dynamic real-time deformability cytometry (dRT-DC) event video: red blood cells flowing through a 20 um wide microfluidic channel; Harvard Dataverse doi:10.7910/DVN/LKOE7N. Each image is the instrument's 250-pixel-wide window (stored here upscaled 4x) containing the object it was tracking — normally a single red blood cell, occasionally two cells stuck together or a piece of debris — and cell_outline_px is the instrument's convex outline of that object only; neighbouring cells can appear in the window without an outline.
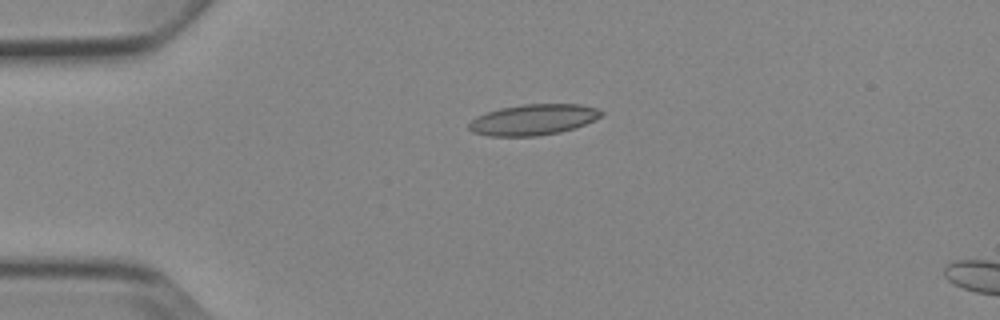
{"species": "Egyptian fruit bat (a non-hibernating species)", "species_latin": "Rousettus aegyptiacus", "temperature_condition": "cold", "stored_images_in_passage": 5, "camera_frame_rate_fps": 3000, "um_per_image_px": 0.085, "animal": {"sex": "female"}, "frame": {"image": 1, "passage_image": 3, "time_ms": 2.333, "image_size_px": [1000, 320], "cell_outline_px": [[604, 112], [600, 116], [584, 124], [560, 132], [536, 136], [488, 136], [472, 132], [468, 128], [468, 124], [476, 116], [500, 108], [524, 104], [580, 104], [596, 108]], "centroid_in_image_um": [45.28, 10.17], "position_along_channel_um": 39.7, "area_um2": 23.58}}